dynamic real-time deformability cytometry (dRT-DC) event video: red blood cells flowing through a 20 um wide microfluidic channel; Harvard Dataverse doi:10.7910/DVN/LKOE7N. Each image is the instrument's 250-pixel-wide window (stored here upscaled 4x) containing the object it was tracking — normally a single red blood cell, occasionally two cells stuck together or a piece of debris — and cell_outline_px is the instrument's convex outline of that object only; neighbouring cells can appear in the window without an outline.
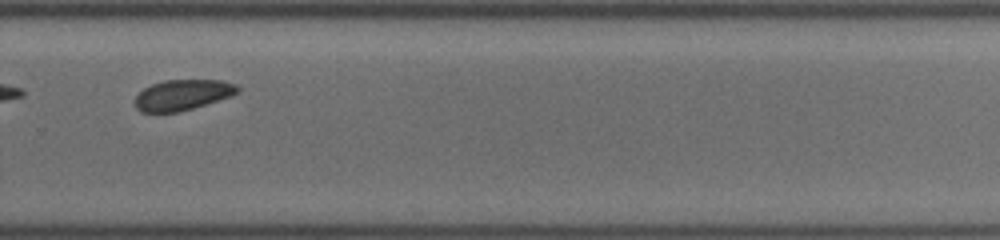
{"species": "common noctule bat (a hibernating species)", "species_latin": "Nyctalus noctula", "temperature_condition": "cold", "stored_images_in_passage": 14, "camera_frame_rate_fps": 3000, "um_per_image_px": 0.085, "animal": {"sex": "female", "body_mass_g": 19.5, "forearm_length_mm": 54.1}, "frame": {"image": 1, "passage_image": 12, "time_ms": 7.667, "image_size_px": [1000, 240], "cell_outline_px": [[240, 88], [232, 96], [180, 112], [140, 112], [136, 108], [136, 96], [144, 88], [152, 84], [164, 80], [220, 80], [236, 84]], "centroid_in_image_um": [15.52, 8.07], "position_along_channel_um": 314.3, "area_um2": 18.21}}